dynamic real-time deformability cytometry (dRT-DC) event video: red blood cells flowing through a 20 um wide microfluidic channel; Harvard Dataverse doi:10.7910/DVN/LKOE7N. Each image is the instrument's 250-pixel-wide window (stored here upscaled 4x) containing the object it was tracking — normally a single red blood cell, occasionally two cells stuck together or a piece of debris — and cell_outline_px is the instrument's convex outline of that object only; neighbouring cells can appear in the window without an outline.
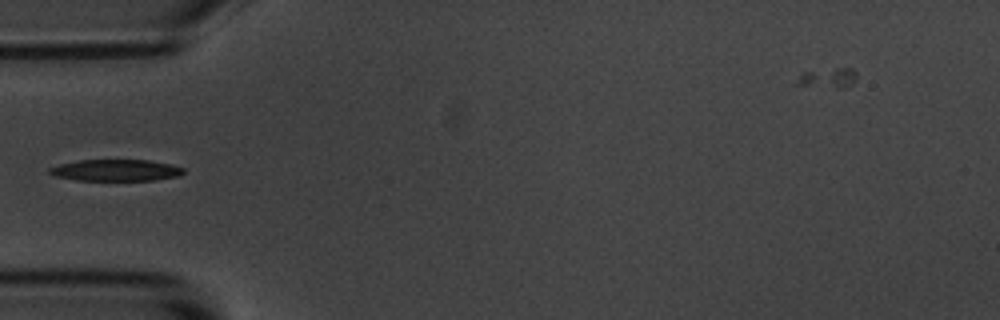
{"species": "common noctule bat (a hibernating species)", "species_latin": "Nyctalus noctula", "temperature_condition": "room temperature", "stored_images_in_passage": 5, "camera_frame_rate_fps": 3000, "um_per_image_px": 0.085, "animal": {"sex": "male", "body_mass_g": 20.1, "forearm_length_mm": 53.5}, "frame": {"image": 1, "passage_image": 5, "time_ms": 1.333, "image_size_px": [1000, 320], "cell_outline_px": [[184, 172], [180, 176], [156, 180], [76, 180], [56, 176], [48, 172], [48, 168], [60, 164], [80, 160], [148, 160], [172, 164], [184, 168]], "centroid_in_image_um": [9.88, 14.47], "position_along_channel_um": 75.1, "area_um2": 16.82}}